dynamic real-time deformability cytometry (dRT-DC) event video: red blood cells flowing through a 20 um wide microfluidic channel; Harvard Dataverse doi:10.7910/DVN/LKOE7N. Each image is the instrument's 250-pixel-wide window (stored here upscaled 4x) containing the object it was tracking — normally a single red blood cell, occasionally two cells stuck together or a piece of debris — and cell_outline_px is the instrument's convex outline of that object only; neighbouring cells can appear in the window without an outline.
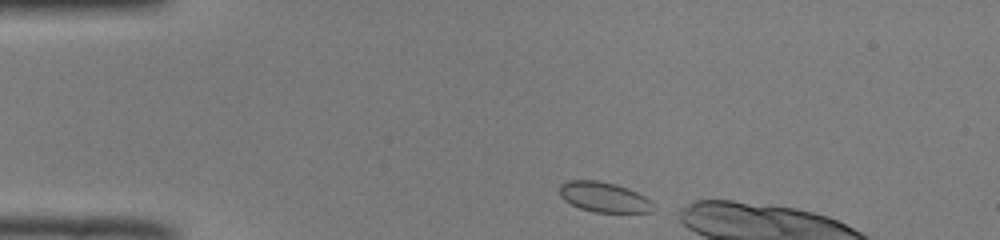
{"species": "common noctule bat (a hibernating species)", "species_latin": "Nyctalus noctula", "temperature_condition": "room temperature", "stored_images_in_passage": 6, "camera_frame_rate_fps": 3000, "um_per_image_px": 0.085, "animal": {"sex": "male", "body_mass_g": 19.0, "forearm_length_mm": 50.8}, "frame": {"image": 1, "passage_image": 1, "time_ms": 0.0, "image_size_px": [1000, 240], "cell_outline_px": [[656, 208], [652, 212], [592, 212], [580, 208], [564, 200], [560, 196], [560, 184], [568, 180], [596, 180], [616, 184], [628, 188], [652, 200]], "centroid_in_image_um": [51.36, 16.75], "position_along_channel_um": 33.6, "area_um2": 16.59}}